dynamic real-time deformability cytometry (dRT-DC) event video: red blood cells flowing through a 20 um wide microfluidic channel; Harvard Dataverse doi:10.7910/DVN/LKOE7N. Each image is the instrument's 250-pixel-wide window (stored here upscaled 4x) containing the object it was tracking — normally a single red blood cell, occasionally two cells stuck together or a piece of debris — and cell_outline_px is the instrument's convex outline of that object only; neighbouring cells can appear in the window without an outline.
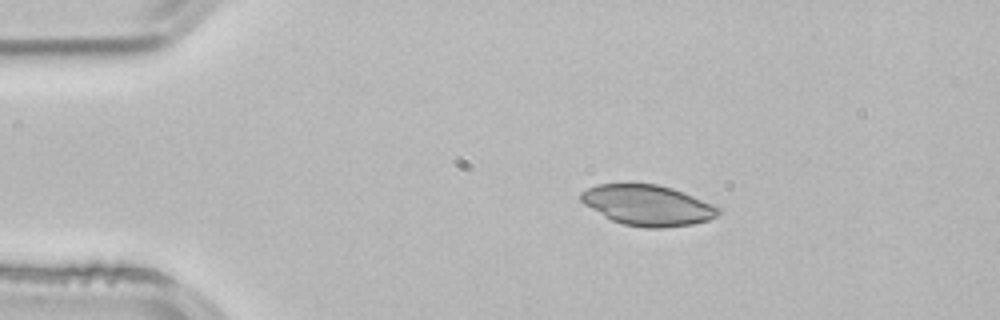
{"species": "common noctule bat (a hibernating species)", "species_latin": "Nyctalus noctula", "temperature_condition": "room temperature", "stored_images_in_passage": 2, "camera_frame_rate_fps": 3000, "um_per_image_px": 0.085, "animal": {"sex": "male", "body_mass_g": 21.5, "forearm_length_mm": 52.0}, "frame": {"image": 1, "passage_image": 1, "time_ms": 0.0, "image_size_px": [1000, 320], "cell_outline_px": [[724, 212], [708, 220], [692, 224], [664, 228], [644, 228], [624, 224], [612, 220], [604, 216], [584, 204], [580, 200], [580, 192], [596, 184], [656, 184], [672, 188], [712, 204], [720, 208]], "centroid_in_image_um": [55.05, 17.45], "position_along_channel_um": 30.0, "area_um2": 32.37}}